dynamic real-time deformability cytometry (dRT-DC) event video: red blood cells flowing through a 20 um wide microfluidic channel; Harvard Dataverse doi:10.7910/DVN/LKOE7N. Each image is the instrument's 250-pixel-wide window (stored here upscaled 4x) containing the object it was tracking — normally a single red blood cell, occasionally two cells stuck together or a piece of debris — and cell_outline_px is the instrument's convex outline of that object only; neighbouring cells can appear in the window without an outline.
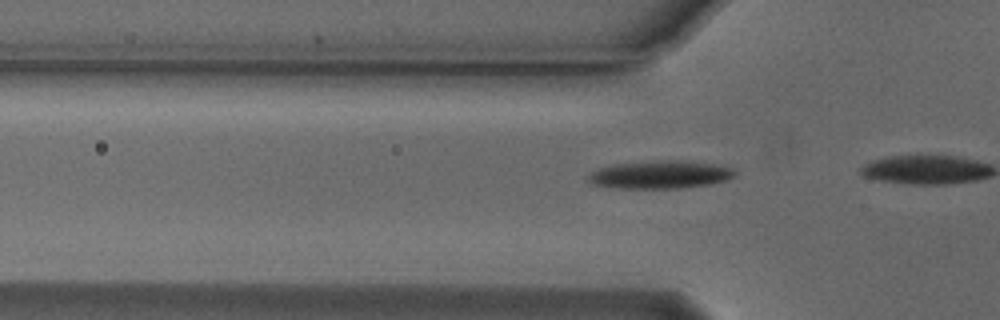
{"species": "Egyptian fruit bat (a non-hibernating species)", "species_latin": "Rousettus aegyptiacus", "temperature_condition": "cold", "stored_images_in_passage": 6, "camera_frame_rate_fps": 3000, "um_per_image_px": 0.085, "animal": {"sex": "male"}, "frame": {"image": 1, "passage_image": 3, "time_ms": 0.667, "image_size_px": [1000, 320], "cell_outline_px": [[736, 172], [732, 176], [724, 180], [708, 184], [680, 188], [616, 188], [592, 184], [588, 180], [588, 176], [592, 172], [600, 168], [612, 164], [652, 160], [680, 160], [712, 164], [732, 168]], "centroid_in_image_um": [56.05, 14.83], "position_along_channel_um": 69.7, "area_um2": 23.64}}